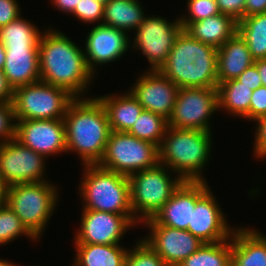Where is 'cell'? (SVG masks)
Masks as SVG:
<instances>
[{
  "label": "cell",
  "mask_w": 266,
  "mask_h": 266,
  "mask_svg": "<svg viewBox=\"0 0 266 266\" xmlns=\"http://www.w3.org/2000/svg\"><path fill=\"white\" fill-rule=\"evenodd\" d=\"M77 45L52 27L44 29L38 43L40 81L64 88L75 98L84 97L95 78Z\"/></svg>",
  "instance_id": "6da1fadb"
},
{
  "label": "cell",
  "mask_w": 266,
  "mask_h": 266,
  "mask_svg": "<svg viewBox=\"0 0 266 266\" xmlns=\"http://www.w3.org/2000/svg\"><path fill=\"white\" fill-rule=\"evenodd\" d=\"M63 120L67 153H76L81 165L98 164L111 132L101 101L96 96L74 98Z\"/></svg>",
  "instance_id": "7a4b0ae2"
},
{
  "label": "cell",
  "mask_w": 266,
  "mask_h": 266,
  "mask_svg": "<svg viewBox=\"0 0 266 266\" xmlns=\"http://www.w3.org/2000/svg\"><path fill=\"white\" fill-rule=\"evenodd\" d=\"M217 52L182 29L159 71L178 88H218Z\"/></svg>",
  "instance_id": "3957f363"
},
{
  "label": "cell",
  "mask_w": 266,
  "mask_h": 266,
  "mask_svg": "<svg viewBox=\"0 0 266 266\" xmlns=\"http://www.w3.org/2000/svg\"><path fill=\"white\" fill-rule=\"evenodd\" d=\"M212 132L168 126L158 147L159 164L184 181H206L202 173L212 156Z\"/></svg>",
  "instance_id": "277c9868"
},
{
  "label": "cell",
  "mask_w": 266,
  "mask_h": 266,
  "mask_svg": "<svg viewBox=\"0 0 266 266\" xmlns=\"http://www.w3.org/2000/svg\"><path fill=\"white\" fill-rule=\"evenodd\" d=\"M79 192L82 209L104 211L126 216L140 225L131 208L129 177L105 169L98 164L83 165ZM138 223V224H137Z\"/></svg>",
  "instance_id": "5b68a950"
},
{
  "label": "cell",
  "mask_w": 266,
  "mask_h": 266,
  "mask_svg": "<svg viewBox=\"0 0 266 266\" xmlns=\"http://www.w3.org/2000/svg\"><path fill=\"white\" fill-rule=\"evenodd\" d=\"M58 191L55 183L53 185L49 180L14 184L7 187L6 204L27 230L40 240L60 200Z\"/></svg>",
  "instance_id": "8992f818"
},
{
  "label": "cell",
  "mask_w": 266,
  "mask_h": 266,
  "mask_svg": "<svg viewBox=\"0 0 266 266\" xmlns=\"http://www.w3.org/2000/svg\"><path fill=\"white\" fill-rule=\"evenodd\" d=\"M173 174L168 167L158 164L129 176L131 208L140 224L152 218L184 182Z\"/></svg>",
  "instance_id": "52a82bcc"
},
{
  "label": "cell",
  "mask_w": 266,
  "mask_h": 266,
  "mask_svg": "<svg viewBox=\"0 0 266 266\" xmlns=\"http://www.w3.org/2000/svg\"><path fill=\"white\" fill-rule=\"evenodd\" d=\"M159 164L158 146L127 132L111 131L104 155L98 165L116 173L130 176Z\"/></svg>",
  "instance_id": "ba28073f"
},
{
  "label": "cell",
  "mask_w": 266,
  "mask_h": 266,
  "mask_svg": "<svg viewBox=\"0 0 266 266\" xmlns=\"http://www.w3.org/2000/svg\"><path fill=\"white\" fill-rule=\"evenodd\" d=\"M75 97L66 89L43 81L14 90L16 120L63 119Z\"/></svg>",
  "instance_id": "9c48e42d"
},
{
  "label": "cell",
  "mask_w": 266,
  "mask_h": 266,
  "mask_svg": "<svg viewBox=\"0 0 266 266\" xmlns=\"http://www.w3.org/2000/svg\"><path fill=\"white\" fill-rule=\"evenodd\" d=\"M219 111L217 88H179L168 126L211 131L212 115Z\"/></svg>",
  "instance_id": "30bf717a"
},
{
  "label": "cell",
  "mask_w": 266,
  "mask_h": 266,
  "mask_svg": "<svg viewBox=\"0 0 266 266\" xmlns=\"http://www.w3.org/2000/svg\"><path fill=\"white\" fill-rule=\"evenodd\" d=\"M147 15L134 32L132 50L142 52L150 64L149 70H159L183 28L179 16L170 21L159 15Z\"/></svg>",
  "instance_id": "8fae6325"
},
{
  "label": "cell",
  "mask_w": 266,
  "mask_h": 266,
  "mask_svg": "<svg viewBox=\"0 0 266 266\" xmlns=\"http://www.w3.org/2000/svg\"><path fill=\"white\" fill-rule=\"evenodd\" d=\"M46 157L23 146L16 139L0 145V178L8 187L19 183H38L45 178Z\"/></svg>",
  "instance_id": "7c38bea8"
},
{
  "label": "cell",
  "mask_w": 266,
  "mask_h": 266,
  "mask_svg": "<svg viewBox=\"0 0 266 266\" xmlns=\"http://www.w3.org/2000/svg\"><path fill=\"white\" fill-rule=\"evenodd\" d=\"M141 224L150 230L149 235L142 239L162 258L166 266H178L204 243L188 230L158 225L151 218Z\"/></svg>",
  "instance_id": "4fadbf2b"
},
{
  "label": "cell",
  "mask_w": 266,
  "mask_h": 266,
  "mask_svg": "<svg viewBox=\"0 0 266 266\" xmlns=\"http://www.w3.org/2000/svg\"><path fill=\"white\" fill-rule=\"evenodd\" d=\"M74 244H120L123 235L136 227L126 216L104 211L83 209Z\"/></svg>",
  "instance_id": "5bb4252c"
},
{
  "label": "cell",
  "mask_w": 266,
  "mask_h": 266,
  "mask_svg": "<svg viewBox=\"0 0 266 266\" xmlns=\"http://www.w3.org/2000/svg\"><path fill=\"white\" fill-rule=\"evenodd\" d=\"M15 139L46 158L67 153L63 119L17 120Z\"/></svg>",
  "instance_id": "9a60e30c"
},
{
  "label": "cell",
  "mask_w": 266,
  "mask_h": 266,
  "mask_svg": "<svg viewBox=\"0 0 266 266\" xmlns=\"http://www.w3.org/2000/svg\"><path fill=\"white\" fill-rule=\"evenodd\" d=\"M129 91L144 110L168 120L173 112L179 88L159 70L147 69L139 75Z\"/></svg>",
  "instance_id": "2e32d148"
},
{
  "label": "cell",
  "mask_w": 266,
  "mask_h": 266,
  "mask_svg": "<svg viewBox=\"0 0 266 266\" xmlns=\"http://www.w3.org/2000/svg\"><path fill=\"white\" fill-rule=\"evenodd\" d=\"M128 35L130 34L120 29L103 24L95 25L89 30L83 50L87 67L94 76L99 65L116 62L129 51L132 43Z\"/></svg>",
  "instance_id": "e0dca14e"
},
{
  "label": "cell",
  "mask_w": 266,
  "mask_h": 266,
  "mask_svg": "<svg viewBox=\"0 0 266 266\" xmlns=\"http://www.w3.org/2000/svg\"><path fill=\"white\" fill-rule=\"evenodd\" d=\"M211 187L196 201L192 208L188 231L204 243H215L230 239L234 231L227 222Z\"/></svg>",
  "instance_id": "ac0fdd59"
},
{
  "label": "cell",
  "mask_w": 266,
  "mask_h": 266,
  "mask_svg": "<svg viewBox=\"0 0 266 266\" xmlns=\"http://www.w3.org/2000/svg\"><path fill=\"white\" fill-rule=\"evenodd\" d=\"M209 188L207 180L184 181L151 219L158 225L187 230L191 223L192 208Z\"/></svg>",
  "instance_id": "d6986e66"
},
{
  "label": "cell",
  "mask_w": 266,
  "mask_h": 266,
  "mask_svg": "<svg viewBox=\"0 0 266 266\" xmlns=\"http://www.w3.org/2000/svg\"><path fill=\"white\" fill-rule=\"evenodd\" d=\"M3 73L15 90L40 81L39 47H5Z\"/></svg>",
  "instance_id": "ffe728a7"
},
{
  "label": "cell",
  "mask_w": 266,
  "mask_h": 266,
  "mask_svg": "<svg viewBox=\"0 0 266 266\" xmlns=\"http://www.w3.org/2000/svg\"><path fill=\"white\" fill-rule=\"evenodd\" d=\"M231 266H266V235L252 227H235L231 236Z\"/></svg>",
  "instance_id": "44dd1931"
},
{
  "label": "cell",
  "mask_w": 266,
  "mask_h": 266,
  "mask_svg": "<svg viewBox=\"0 0 266 266\" xmlns=\"http://www.w3.org/2000/svg\"><path fill=\"white\" fill-rule=\"evenodd\" d=\"M252 57L245 40L236 32L217 52L218 85L236 79L243 71L253 65Z\"/></svg>",
  "instance_id": "7402d4cb"
},
{
  "label": "cell",
  "mask_w": 266,
  "mask_h": 266,
  "mask_svg": "<svg viewBox=\"0 0 266 266\" xmlns=\"http://www.w3.org/2000/svg\"><path fill=\"white\" fill-rule=\"evenodd\" d=\"M96 97L106 111L111 131L127 132L144 110L130 91Z\"/></svg>",
  "instance_id": "603a6c76"
},
{
  "label": "cell",
  "mask_w": 266,
  "mask_h": 266,
  "mask_svg": "<svg viewBox=\"0 0 266 266\" xmlns=\"http://www.w3.org/2000/svg\"><path fill=\"white\" fill-rule=\"evenodd\" d=\"M237 21L222 13L191 22L184 30L193 38L219 49L237 32Z\"/></svg>",
  "instance_id": "cb8c5ba5"
},
{
  "label": "cell",
  "mask_w": 266,
  "mask_h": 266,
  "mask_svg": "<svg viewBox=\"0 0 266 266\" xmlns=\"http://www.w3.org/2000/svg\"><path fill=\"white\" fill-rule=\"evenodd\" d=\"M139 0H109L104 5L102 24L120 29L128 34L136 29L146 17Z\"/></svg>",
  "instance_id": "d4e9b609"
},
{
  "label": "cell",
  "mask_w": 266,
  "mask_h": 266,
  "mask_svg": "<svg viewBox=\"0 0 266 266\" xmlns=\"http://www.w3.org/2000/svg\"><path fill=\"white\" fill-rule=\"evenodd\" d=\"M72 266H125L129 248L116 245L75 244Z\"/></svg>",
  "instance_id": "484cf974"
},
{
  "label": "cell",
  "mask_w": 266,
  "mask_h": 266,
  "mask_svg": "<svg viewBox=\"0 0 266 266\" xmlns=\"http://www.w3.org/2000/svg\"><path fill=\"white\" fill-rule=\"evenodd\" d=\"M219 111L231 116L249 120V106L253 90L237 79H230L218 85Z\"/></svg>",
  "instance_id": "4316f807"
},
{
  "label": "cell",
  "mask_w": 266,
  "mask_h": 266,
  "mask_svg": "<svg viewBox=\"0 0 266 266\" xmlns=\"http://www.w3.org/2000/svg\"><path fill=\"white\" fill-rule=\"evenodd\" d=\"M237 32L255 60L266 58V13L242 18L237 23Z\"/></svg>",
  "instance_id": "83f0119b"
},
{
  "label": "cell",
  "mask_w": 266,
  "mask_h": 266,
  "mask_svg": "<svg viewBox=\"0 0 266 266\" xmlns=\"http://www.w3.org/2000/svg\"><path fill=\"white\" fill-rule=\"evenodd\" d=\"M43 30L23 16L0 27V41L5 47H38Z\"/></svg>",
  "instance_id": "f1b7e54d"
},
{
  "label": "cell",
  "mask_w": 266,
  "mask_h": 266,
  "mask_svg": "<svg viewBox=\"0 0 266 266\" xmlns=\"http://www.w3.org/2000/svg\"><path fill=\"white\" fill-rule=\"evenodd\" d=\"M178 266H231V238L202 246Z\"/></svg>",
  "instance_id": "f546056e"
},
{
  "label": "cell",
  "mask_w": 266,
  "mask_h": 266,
  "mask_svg": "<svg viewBox=\"0 0 266 266\" xmlns=\"http://www.w3.org/2000/svg\"><path fill=\"white\" fill-rule=\"evenodd\" d=\"M167 128V119L151 111L143 110L127 133L159 147Z\"/></svg>",
  "instance_id": "4dcf8cb0"
},
{
  "label": "cell",
  "mask_w": 266,
  "mask_h": 266,
  "mask_svg": "<svg viewBox=\"0 0 266 266\" xmlns=\"http://www.w3.org/2000/svg\"><path fill=\"white\" fill-rule=\"evenodd\" d=\"M20 236H26L30 241H38L27 230L15 212L6 204L0 208V245L6 246V244L13 242Z\"/></svg>",
  "instance_id": "1f68e13d"
},
{
  "label": "cell",
  "mask_w": 266,
  "mask_h": 266,
  "mask_svg": "<svg viewBox=\"0 0 266 266\" xmlns=\"http://www.w3.org/2000/svg\"><path fill=\"white\" fill-rule=\"evenodd\" d=\"M125 266H166L162 258L141 237L128 250Z\"/></svg>",
  "instance_id": "d6a6232c"
},
{
  "label": "cell",
  "mask_w": 266,
  "mask_h": 266,
  "mask_svg": "<svg viewBox=\"0 0 266 266\" xmlns=\"http://www.w3.org/2000/svg\"><path fill=\"white\" fill-rule=\"evenodd\" d=\"M188 15H179L182 28L185 29L191 22L204 20L220 14L216 0H187Z\"/></svg>",
  "instance_id": "836d02e7"
},
{
  "label": "cell",
  "mask_w": 266,
  "mask_h": 266,
  "mask_svg": "<svg viewBox=\"0 0 266 266\" xmlns=\"http://www.w3.org/2000/svg\"><path fill=\"white\" fill-rule=\"evenodd\" d=\"M82 23L102 24L104 17V5L96 0H80L74 11L70 14Z\"/></svg>",
  "instance_id": "e575fe53"
},
{
  "label": "cell",
  "mask_w": 266,
  "mask_h": 266,
  "mask_svg": "<svg viewBox=\"0 0 266 266\" xmlns=\"http://www.w3.org/2000/svg\"><path fill=\"white\" fill-rule=\"evenodd\" d=\"M16 123L13 102L0 101V145L15 139Z\"/></svg>",
  "instance_id": "d590c367"
},
{
  "label": "cell",
  "mask_w": 266,
  "mask_h": 266,
  "mask_svg": "<svg viewBox=\"0 0 266 266\" xmlns=\"http://www.w3.org/2000/svg\"><path fill=\"white\" fill-rule=\"evenodd\" d=\"M266 115V87L260 86L253 90L250 106L249 121H255Z\"/></svg>",
  "instance_id": "8d00e7d4"
},
{
  "label": "cell",
  "mask_w": 266,
  "mask_h": 266,
  "mask_svg": "<svg viewBox=\"0 0 266 266\" xmlns=\"http://www.w3.org/2000/svg\"><path fill=\"white\" fill-rule=\"evenodd\" d=\"M257 126L254 133L253 154L256 158L266 159V115L255 120Z\"/></svg>",
  "instance_id": "74e56055"
},
{
  "label": "cell",
  "mask_w": 266,
  "mask_h": 266,
  "mask_svg": "<svg viewBox=\"0 0 266 266\" xmlns=\"http://www.w3.org/2000/svg\"><path fill=\"white\" fill-rule=\"evenodd\" d=\"M220 13L239 22L245 17V0H216Z\"/></svg>",
  "instance_id": "f35d334b"
},
{
  "label": "cell",
  "mask_w": 266,
  "mask_h": 266,
  "mask_svg": "<svg viewBox=\"0 0 266 266\" xmlns=\"http://www.w3.org/2000/svg\"><path fill=\"white\" fill-rule=\"evenodd\" d=\"M18 0H0V27L8 25L22 15Z\"/></svg>",
  "instance_id": "ab89813d"
},
{
  "label": "cell",
  "mask_w": 266,
  "mask_h": 266,
  "mask_svg": "<svg viewBox=\"0 0 266 266\" xmlns=\"http://www.w3.org/2000/svg\"><path fill=\"white\" fill-rule=\"evenodd\" d=\"M236 79L239 80L242 84L250 87L252 90H255L256 88L262 86V81L255 64L248 67Z\"/></svg>",
  "instance_id": "60d3db41"
},
{
  "label": "cell",
  "mask_w": 266,
  "mask_h": 266,
  "mask_svg": "<svg viewBox=\"0 0 266 266\" xmlns=\"http://www.w3.org/2000/svg\"><path fill=\"white\" fill-rule=\"evenodd\" d=\"M245 17L266 13V0H245Z\"/></svg>",
  "instance_id": "b9f144b4"
},
{
  "label": "cell",
  "mask_w": 266,
  "mask_h": 266,
  "mask_svg": "<svg viewBox=\"0 0 266 266\" xmlns=\"http://www.w3.org/2000/svg\"><path fill=\"white\" fill-rule=\"evenodd\" d=\"M14 90L9 85L3 71L0 70V101L13 102Z\"/></svg>",
  "instance_id": "7bdbcfd3"
},
{
  "label": "cell",
  "mask_w": 266,
  "mask_h": 266,
  "mask_svg": "<svg viewBox=\"0 0 266 266\" xmlns=\"http://www.w3.org/2000/svg\"><path fill=\"white\" fill-rule=\"evenodd\" d=\"M52 5L59 11H62V13H68L67 15H70L76 5H78L80 0H50Z\"/></svg>",
  "instance_id": "ee69618b"
},
{
  "label": "cell",
  "mask_w": 266,
  "mask_h": 266,
  "mask_svg": "<svg viewBox=\"0 0 266 266\" xmlns=\"http://www.w3.org/2000/svg\"><path fill=\"white\" fill-rule=\"evenodd\" d=\"M254 64L257 67L262 86L266 87V58L255 60Z\"/></svg>",
  "instance_id": "f6af8a7d"
},
{
  "label": "cell",
  "mask_w": 266,
  "mask_h": 266,
  "mask_svg": "<svg viewBox=\"0 0 266 266\" xmlns=\"http://www.w3.org/2000/svg\"><path fill=\"white\" fill-rule=\"evenodd\" d=\"M7 198V186L2 182L0 178V208L6 205Z\"/></svg>",
  "instance_id": "bcb514c9"
},
{
  "label": "cell",
  "mask_w": 266,
  "mask_h": 266,
  "mask_svg": "<svg viewBox=\"0 0 266 266\" xmlns=\"http://www.w3.org/2000/svg\"><path fill=\"white\" fill-rule=\"evenodd\" d=\"M5 56H6L5 46L0 41V70L1 71L3 70V67H4Z\"/></svg>",
  "instance_id": "7dc6e473"
},
{
  "label": "cell",
  "mask_w": 266,
  "mask_h": 266,
  "mask_svg": "<svg viewBox=\"0 0 266 266\" xmlns=\"http://www.w3.org/2000/svg\"><path fill=\"white\" fill-rule=\"evenodd\" d=\"M0 266H21V265H18V264H14L12 262H10L8 259L4 260L3 258H0Z\"/></svg>",
  "instance_id": "c3c4849f"
},
{
  "label": "cell",
  "mask_w": 266,
  "mask_h": 266,
  "mask_svg": "<svg viewBox=\"0 0 266 266\" xmlns=\"http://www.w3.org/2000/svg\"><path fill=\"white\" fill-rule=\"evenodd\" d=\"M96 1H98V2L102 3L103 5H105L109 0H96Z\"/></svg>",
  "instance_id": "681fc988"
}]
</instances>
